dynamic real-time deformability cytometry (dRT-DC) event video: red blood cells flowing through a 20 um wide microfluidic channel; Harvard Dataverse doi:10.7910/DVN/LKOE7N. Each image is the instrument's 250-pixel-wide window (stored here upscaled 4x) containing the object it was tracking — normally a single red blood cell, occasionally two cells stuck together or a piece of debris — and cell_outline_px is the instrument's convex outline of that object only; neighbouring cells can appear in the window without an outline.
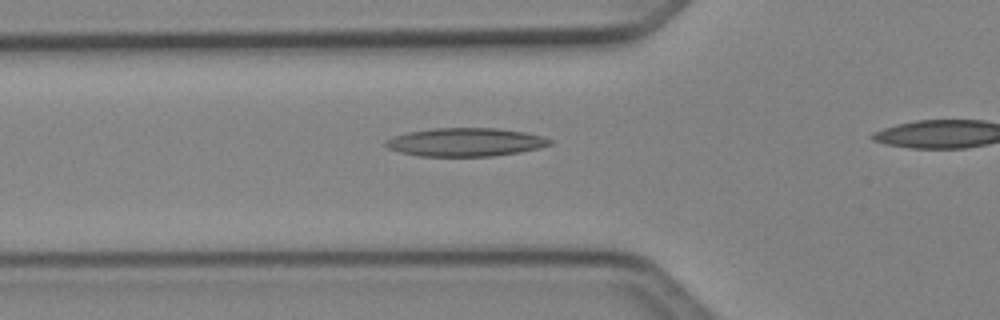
{"species": "Egyptian fruit bat (a non-hibernating species)", "species_latin": "Rousettus aegyptiacus", "temperature_condition": "cold", "stored_images_in_passage": 25, "camera_frame_rate_fps": 3000, "um_per_image_px": 0.085, "animal": {"sex": "female"}, "frame": {"image": 1, "passage_image": 2, "time_ms": 0.333, "image_size_px": [1000, 320], "cell_outline_px": [[552, 144], [540, 148], [520, 152], [492, 156], [420, 156], [400, 152], [388, 148], [384, 144], [388, 140], [396, 136], [408, 132], [432, 128], [496, 128], [524, 132], [544, 136], [552, 140]], "centroid_in_image_um": [39.61, 12.08], "position_along_channel_um": 86.2, "area_um2": 27.05}}
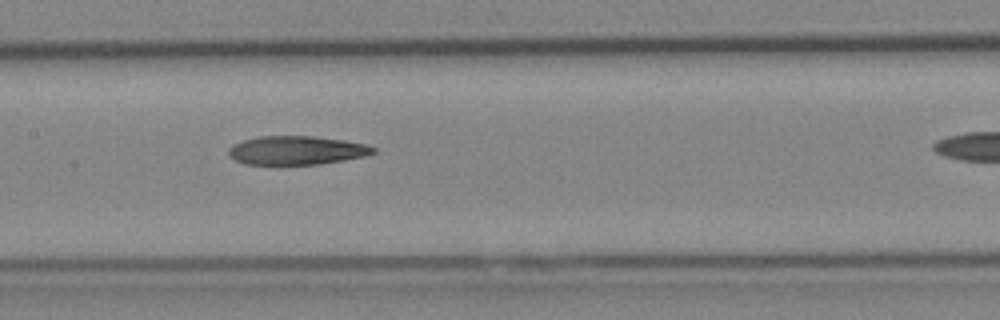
{"frame": {"image": 2, "passage_image": 9, "time_ms": 2.667, "image_size_px": [1000, 320], "cell_outline_px": [[376, 152], [364, 156], [344, 160], [320, 164], [244, 164], [236, 160], [228, 152], [228, 148], [232, 144], [244, 140], [260, 136], [312, 136], [344, 140], [364, 144], [376, 148]], "centroid_in_image_um": [25.21, 12.77], "position_along_channel_um": 182.2, "area_um2": 24.04}}
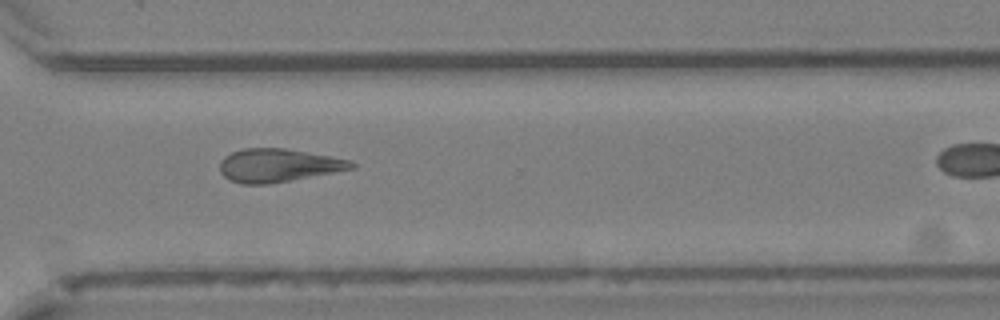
{"frame": {"image": 3, "passage_image": 21, "time_ms": 6.667, "image_size_px": [1000, 320], "cell_outline_px": [[356, 168], [268, 184], [240, 184], [228, 180], [220, 172], [220, 160], [224, 156], [232, 152], [244, 148], [284, 148], [352, 160], [356, 164]], "centroid_in_image_um": [23.62, 14.06], "position_along_channel_um": 347.0, "area_um2": 25.49}}